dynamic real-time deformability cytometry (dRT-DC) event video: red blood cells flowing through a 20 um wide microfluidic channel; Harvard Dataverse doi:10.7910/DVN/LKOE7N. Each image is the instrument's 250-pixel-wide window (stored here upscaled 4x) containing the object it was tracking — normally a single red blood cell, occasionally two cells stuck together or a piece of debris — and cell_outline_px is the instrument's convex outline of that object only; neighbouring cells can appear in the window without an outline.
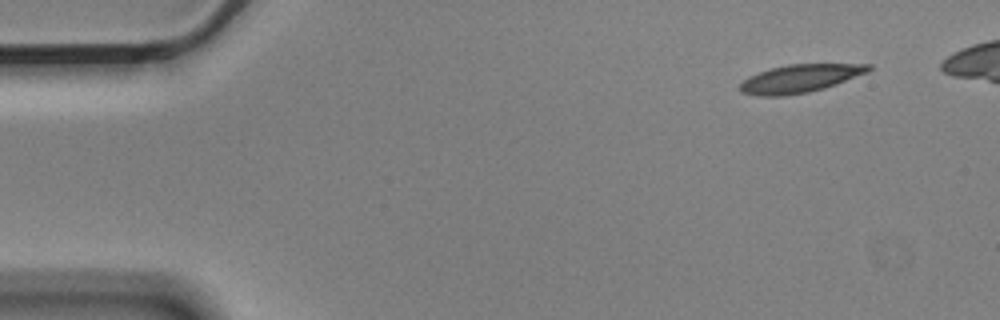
{"species": "Egyptian fruit bat (a non-hibernating species)", "species_latin": "Rousettus aegyptiacus", "temperature_condition": "cold", "stored_images_in_passage": 5, "segment_of_instrument_passage": [2, 2], "camera_frame_rate_fps": 3000, "um_per_image_px": 0.085, "animal": {"sex": "male"}, "frame": {"image": 1, "passage_image": 5, "time_ms": 1.333, "image_size_px": [1000, 320], "cell_outline_px": [[872, 68], [868, 72], [836, 84], [824, 88], [808, 92], [784, 96], [756, 96], [740, 92], [740, 84], [748, 76], [772, 68], [788, 64], [872, 64]], "centroid_in_image_um": [67.99, 6.68], "position_along_channel_um": 17.0, "area_um2": 20.92}}